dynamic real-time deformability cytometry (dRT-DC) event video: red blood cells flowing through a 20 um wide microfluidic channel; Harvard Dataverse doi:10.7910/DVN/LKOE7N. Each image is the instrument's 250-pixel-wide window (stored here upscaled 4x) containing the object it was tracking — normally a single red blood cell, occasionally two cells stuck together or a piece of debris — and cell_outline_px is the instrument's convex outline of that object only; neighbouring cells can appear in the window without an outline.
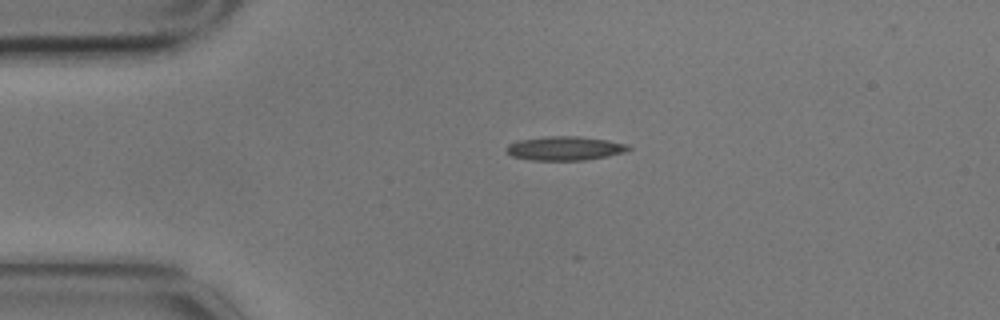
{"species": "common noctule bat (a hibernating species)", "species_latin": "Nyctalus noctula", "temperature_condition": "cold", "stored_images_in_passage": 3, "camera_frame_rate_fps": 3000, "um_per_image_px": 0.085, "animal": {"sex": "male", "body_mass_g": 17.9}, "frame": {"image": 1, "passage_image": 2, "time_ms": 0.333, "image_size_px": [1000, 320], "cell_outline_px": [[632, 148], [624, 152], [608, 156], [584, 160], [532, 160], [512, 156], [508, 152], [508, 144], [520, 140], [544, 136], [580, 136], [608, 140], [628, 144]], "centroid_in_image_um": [48.06, 12.6], "position_along_channel_um": 36.9, "area_um2": 16.99}}